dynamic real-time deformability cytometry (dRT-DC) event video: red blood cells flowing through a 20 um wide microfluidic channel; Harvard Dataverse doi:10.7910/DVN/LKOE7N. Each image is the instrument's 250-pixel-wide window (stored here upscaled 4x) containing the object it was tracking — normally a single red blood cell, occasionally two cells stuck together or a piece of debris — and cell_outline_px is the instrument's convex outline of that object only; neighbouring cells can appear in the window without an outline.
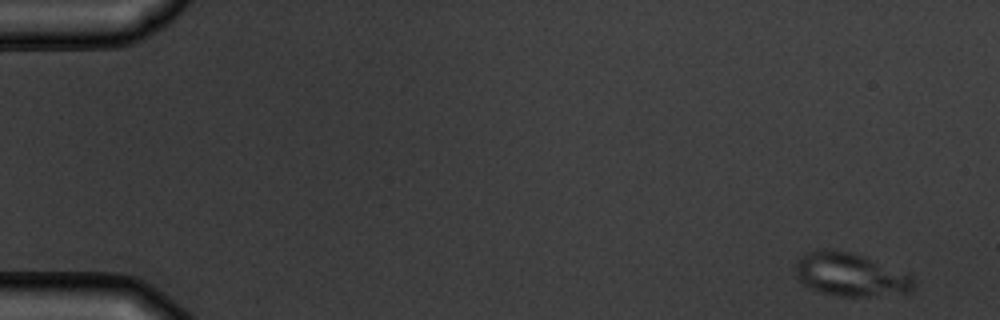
{"species": "common noctule bat (a hibernating species)", "species_latin": "Nyctalus noctula", "temperature_condition": "warm", "stored_images_in_passage": 5, "camera_frame_rate_fps": 3000, "um_per_image_px": 0.085, "animal": {"sex": "male", "body_mass_g": 19.5, "forearm_length_mm": 54.6}, "frame": {"image": 1, "passage_image": 1, "time_ms": 0.0, "image_size_px": [1000, 320], "cell_outline_px": [[916, 284], [912, 292], [868, 296], [832, 296], [820, 292], [804, 284], [796, 276], [796, 264], [808, 252], [820, 248], [824, 248], [848, 252], [864, 256], [908, 272], [916, 280]], "centroid_in_image_um": [72.36, 23.35], "position_along_channel_um": 12.6, "area_um2": 29.94}}